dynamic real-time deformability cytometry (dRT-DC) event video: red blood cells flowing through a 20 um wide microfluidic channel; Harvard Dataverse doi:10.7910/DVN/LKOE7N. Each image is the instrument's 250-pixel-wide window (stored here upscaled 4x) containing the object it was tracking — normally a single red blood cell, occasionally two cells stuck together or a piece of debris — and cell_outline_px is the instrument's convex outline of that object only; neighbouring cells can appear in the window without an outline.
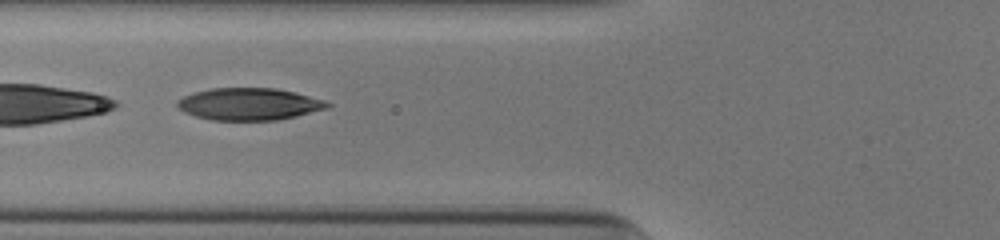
{"species": "human", "species_latin": "Homo sapiens", "temperature_condition": "cold", "stored_images_in_passage": 32, "camera_frame_rate_fps": 3000, "um_per_image_px": 0.085, "donor": {"sex": "male"}, "frame": {"image": 1, "passage_image": 5, "time_ms": 1.333, "image_size_px": [1000, 240], "cell_outline_px": [[332, 104], [328, 108], [296, 116], [276, 120], [212, 120], [196, 116], [184, 112], [176, 108], [176, 100], [192, 92], [212, 88], [276, 88], [296, 92], [324, 100]], "centroid_in_image_um": [21.15, 8.84], "position_along_channel_um": 104.7, "area_um2": 28.26}}
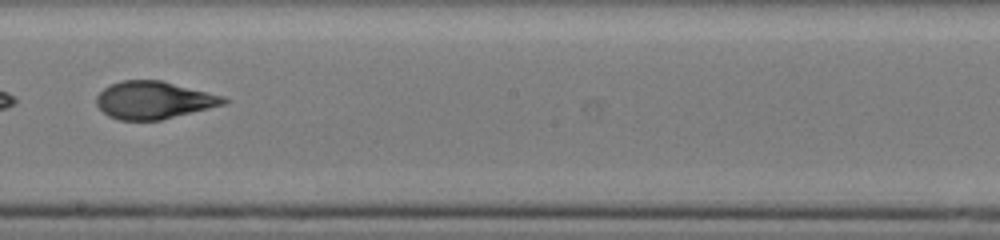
{"frame": {"image": 2, "passage_image": 15, "time_ms": 4.667, "image_size_px": [1000, 240], "cell_outline_px": [[228, 100], [224, 104], [160, 120], [120, 120], [108, 116], [96, 104], [96, 96], [104, 88], [120, 80], [160, 80], [224, 96]], "centroid_in_image_um": [13.03, 8.51], "position_along_channel_um": 235.2, "area_um2": 27.51}}
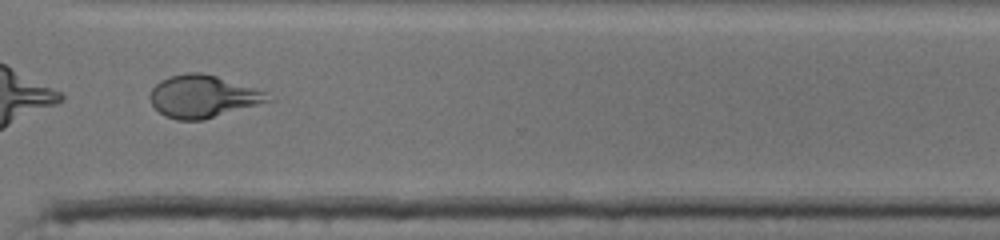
{"frame": {"image": 3, "passage_image": 24, "time_ms": 7.667, "image_size_px": [1000, 240], "cell_outline_px": [[276, 100], [204, 120], [176, 120], [164, 116], [152, 104], [148, 96], [152, 88], [160, 80], [168, 76], [184, 72], [200, 72], [216, 76], [264, 92]], "centroid_in_image_um": [17.22, 8.21], "position_along_channel_um": 353.4, "area_um2": 29.25}, "authors_computed_cell_mechanics": {"area_um2": 28.2064, "velocity_mm_per_s": 3.9341, "shape_relaxation_time_tau1_ms": 5.2384, "shape_relaxation_time_tau2_ms": 1.1095, "deformation_change_tau1": 0.1969, "deformation_change_tau2": 0.0735}}